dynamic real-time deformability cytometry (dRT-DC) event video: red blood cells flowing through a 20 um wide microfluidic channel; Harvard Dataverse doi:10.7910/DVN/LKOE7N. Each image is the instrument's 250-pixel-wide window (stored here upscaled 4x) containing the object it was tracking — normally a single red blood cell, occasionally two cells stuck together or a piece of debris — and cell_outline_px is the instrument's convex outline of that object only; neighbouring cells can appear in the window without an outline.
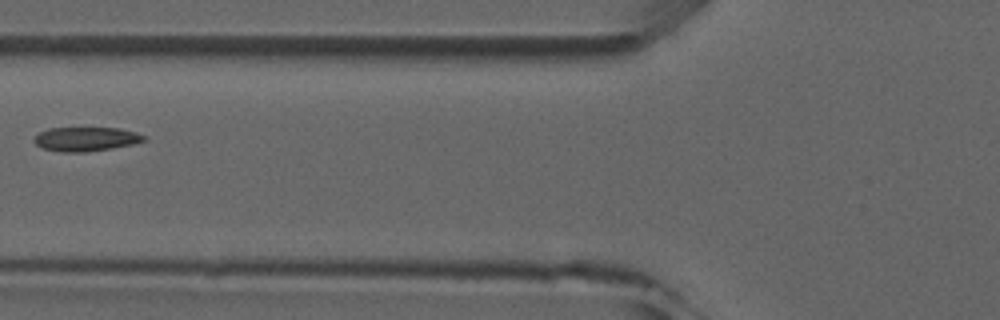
{"species": "common noctule bat (a hibernating species)", "species_latin": "Nyctalus noctula", "temperature_condition": "room temperature", "stored_images_in_passage": 5, "camera_frame_rate_fps": 3000, "um_per_image_px": 0.085, "animal": {"sex": "male", "forearm_length_mm": 52.5}, "frame": {"image": 1, "passage_image": 5, "time_ms": 5.667, "image_size_px": [1000, 320], "cell_outline_px": [[148, 140], [132, 144], [112, 148], [84, 152], [60, 152], [44, 148], [36, 144], [32, 140], [40, 132], [48, 128], [120, 128], [136, 132], [148, 136]], "centroid_in_image_um": [7.35, 11.81], "position_along_channel_um": 118.5, "area_um2": 15.49}}